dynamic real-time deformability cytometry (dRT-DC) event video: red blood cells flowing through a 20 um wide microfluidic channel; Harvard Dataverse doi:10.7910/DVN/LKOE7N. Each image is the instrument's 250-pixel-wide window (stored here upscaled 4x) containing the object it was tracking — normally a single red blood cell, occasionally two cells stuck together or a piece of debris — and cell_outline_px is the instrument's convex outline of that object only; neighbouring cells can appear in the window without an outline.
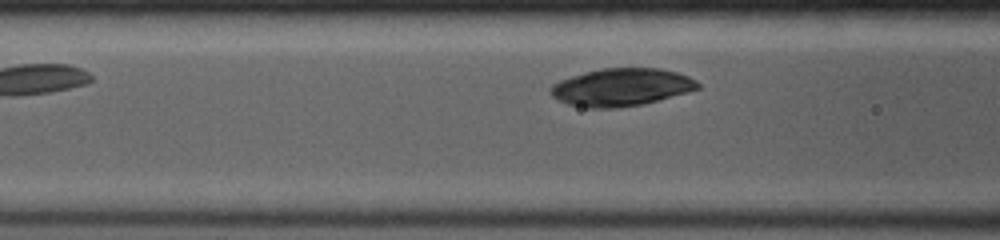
{"species": "common noctule bat (a hibernating species)", "species_latin": "Nyctalus noctula", "temperature_condition": "room temperature", "stored_images_in_passage": 7, "segment_of_instrument_passage": [2, 2], "camera_frame_rate_fps": 4000, "um_per_image_px": 0.085, "animal": {"sex": "female", "body_mass_g": 19.0, "forearm_length_mm": 53.3}, "frame": {"image": 1, "passage_image": 7, "time_ms": 3.25, "image_size_px": [1000, 240], "cell_outline_px": [[700, 88], [644, 104], [620, 108], [588, 108], [568, 104], [556, 100], [548, 92], [552, 84], [560, 80], [584, 72], [600, 68], [660, 68], [676, 72], [688, 76], [696, 80], [700, 84]], "centroid_in_image_um": [52.78, 7.42], "position_along_channel_um": 113.8, "area_um2": 32.48}}